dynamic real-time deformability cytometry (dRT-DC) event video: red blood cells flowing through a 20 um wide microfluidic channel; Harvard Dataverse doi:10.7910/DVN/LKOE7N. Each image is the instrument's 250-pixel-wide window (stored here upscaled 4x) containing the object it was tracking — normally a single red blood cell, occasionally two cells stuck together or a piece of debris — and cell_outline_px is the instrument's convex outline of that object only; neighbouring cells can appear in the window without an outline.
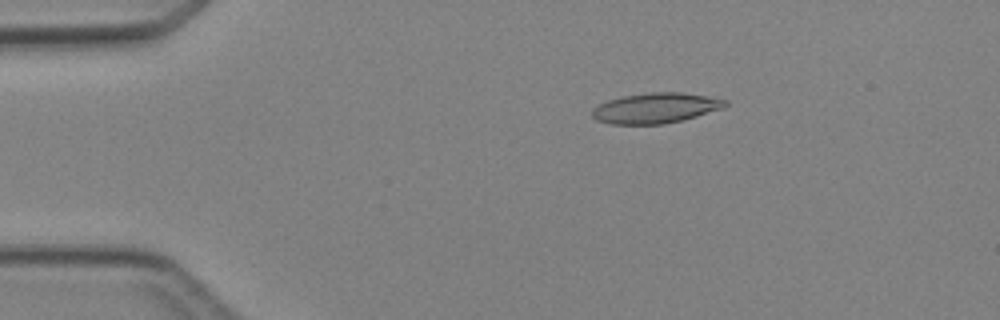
{"species": "Egyptian fruit bat (a non-hibernating species)", "species_latin": "Rousettus aegyptiacus", "temperature_condition": "cold", "stored_images_in_passage": 3, "camera_frame_rate_fps": 3000, "um_per_image_px": 0.085, "animal": {"sex": "female"}, "frame": {"image": 1, "passage_image": 1, "time_ms": 0.0, "image_size_px": [1000, 320], "cell_outline_px": [[728, 104], [724, 108], [696, 116], [664, 124], [612, 124], [596, 120], [592, 116], [592, 108], [608, 100], [620, 96], [652, 92], [680, 92], [708, 96], [728, 100]], "centroid_in_image_um": [55.73, 9.18], "position_along_channel_um": 29.3, "area_um2": 23.52}}
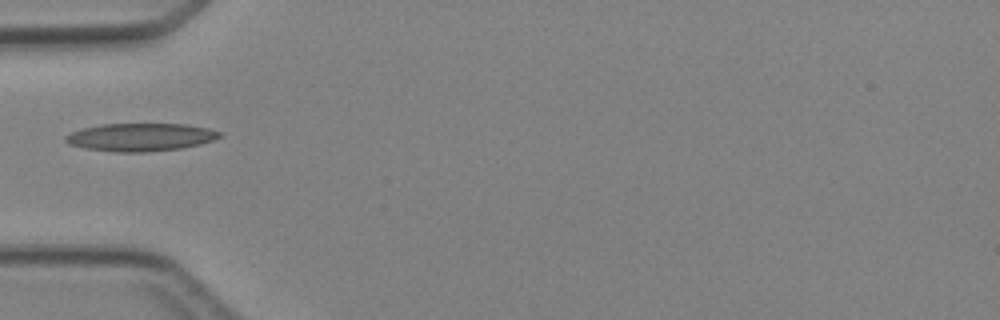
{"frame": {"image": 2, "passage_image": 3, "time_ms": 2.333, "image_size_px": [1000, 320], "cell_outline_px": [[224, 136], [200, 144], [180, 148], [144, 152], [116, 152], [84, 148], [68, 144], [64, 140], [64, 136], [72, 132], [84, 128], [104, 124], [188, 124], [208, 128], [220, 132]], "centroid_in_image_um": [11.95, 11.66], "position_along_channel_um": 73.1, "area_um2": 24.97}}